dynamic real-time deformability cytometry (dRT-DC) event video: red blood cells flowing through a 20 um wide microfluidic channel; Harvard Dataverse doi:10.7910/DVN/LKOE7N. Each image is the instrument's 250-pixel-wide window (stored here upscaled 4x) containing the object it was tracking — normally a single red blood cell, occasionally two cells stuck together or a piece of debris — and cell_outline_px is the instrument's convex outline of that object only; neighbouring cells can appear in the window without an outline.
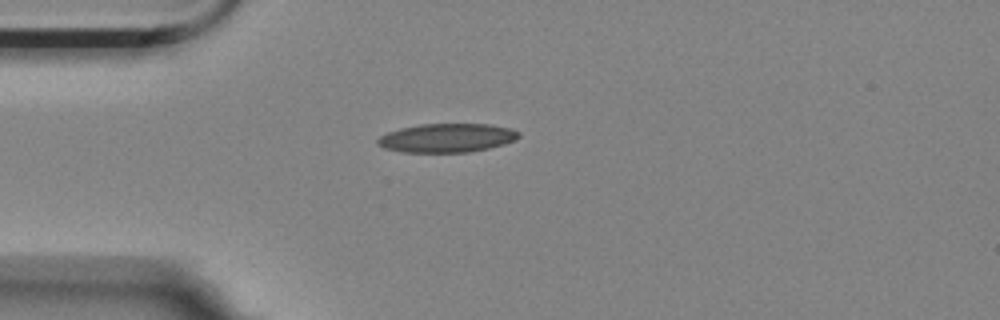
{"species": "Egyptian fruit bat (a non-hibernating species)", "species_latin": "Rousettus aegyptiacus", "temperature_condition": "room temperature", "stored_images_in_passage": 5, "camera_frame_rate_fps": 3000, "um_per_image_px": 0.085, "animal": {"sex": "female"}, "frame": {"image": 1, "passage_image": 1, "time_ms": 0.0, "image_size_px": [1000, 320], "cell_outline_px": [[520, 136], [504, 144], [488, 148], [468, 152], [400, 152], [384, 148], [376, 144], [376, 140], [380, 136], [388, 132], [400, 128], [420, 124], [488, 124], [508, 128], [520, 132]], "centroid_in_image_um": [37.93, 11.72], "position_along_channel_um": 47.1, "area_um2": 23.58}}
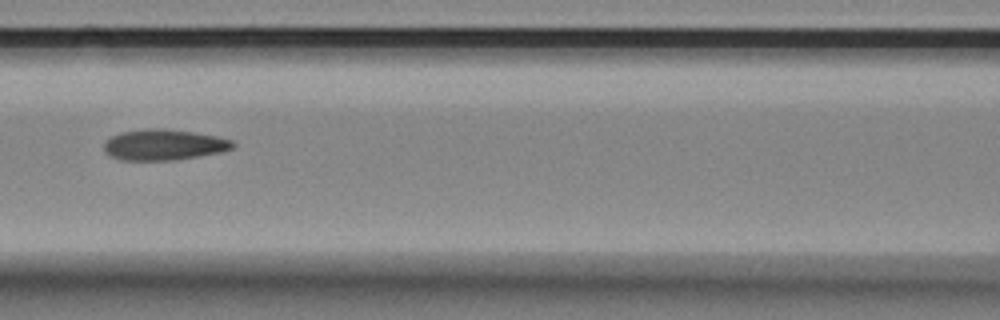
{"frame": {"image": 2, "passage_image": 4, "time_ms": 1.0, "image_size_px": [1000, 320], "cell_outline_px": [[236, 144], [232, 148], [220, 152], [176, 160], [120, 160], [108, 156], [104, 152], [104, 144], [112, 136], [120, 132], [148, 128], [164, 128], [192, 132], [216, 136], [232, 140]], "centroid_in_image_um": [13.9, 12.31], "position_along_channel_um": 152.7, "area_um2": 23.18}}
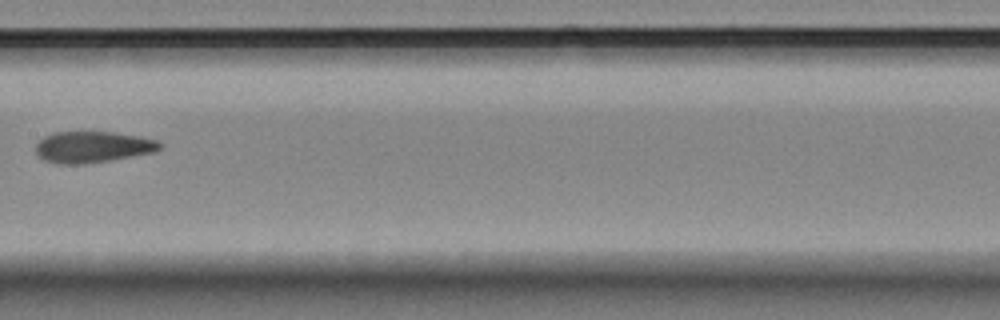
{"frame": {"image": 3, "passage_image": 5, "time_ms": 1.333, "image_size_px": [1000, 320], "cell_outline_px": [[164, 148], [152, 152], [108, 160], [76, 164], [56, 164], [44, 160], [36, 156], [36, 144], [44, 136], [52, 132], [116, 132], [140, 136], [156, 140], [164, 144]], "centroid_in_image_um": [7.86, 12.48], "position_along_channel_um": 199.5, "area_um2": 22.66}}